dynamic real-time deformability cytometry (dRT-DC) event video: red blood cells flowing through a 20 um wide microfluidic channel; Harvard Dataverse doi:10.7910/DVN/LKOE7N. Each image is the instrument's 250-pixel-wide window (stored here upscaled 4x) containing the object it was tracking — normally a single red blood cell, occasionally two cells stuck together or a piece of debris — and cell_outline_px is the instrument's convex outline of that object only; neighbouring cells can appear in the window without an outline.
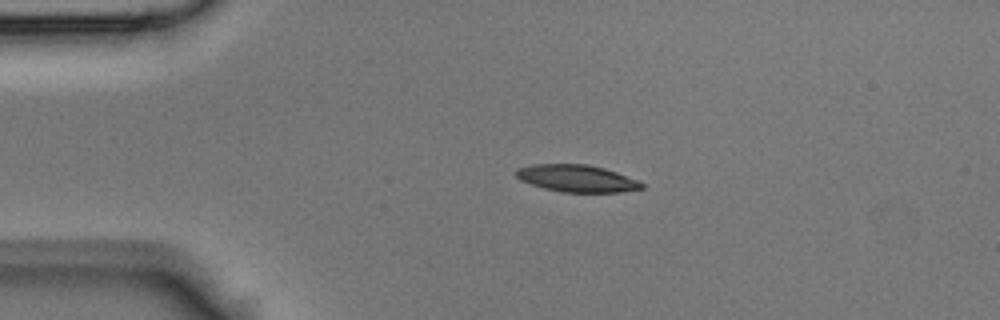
{"species": "Egyptian fruit bat (a non-hibernating species)", "species_latin": "Rousettus aegyptiacus", "temperature_condition": "room temperature", "stored_images_in_passage": 36, "camera_frame_rate_fps": 3000, "um_per_image_px": 0.085, "animal": {"sex": "male"}, "frame": {"image": 1, "passage_image": 1, "time_ms": 0.0, "image_size_px": [1000, 320], "cell_outline_px": [[644, 188], [620, 192], [560, 192], [544, 188], [520, 180], [516, 176], [516, 168], [532, 164], [588, 164], [604, 168], [640, 180], [644, 184]], "centroid_in_image_um": [49.05, 15.16], "position_along_channel_um": 36.0, "area_um2": 19.94}}
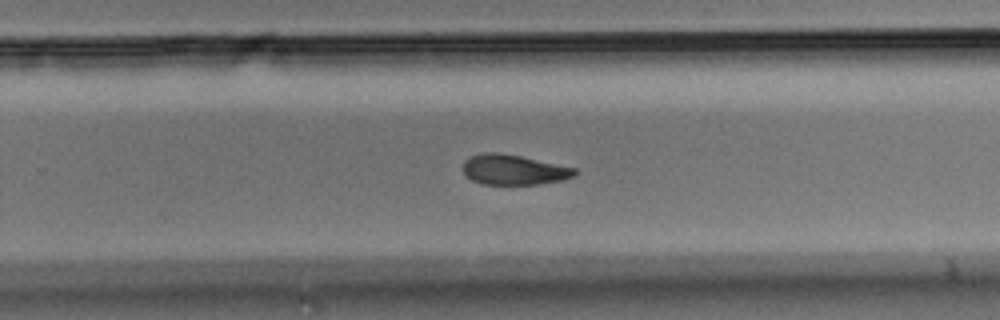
{"frame": {"image": 2, "passage_image": 20, "time_ms": 6.333, "image_size_px": [1000, 320], "cell_outline_px": [[576, 176], [564, 180], [540, 184], [480, 184], [472, 180], [464, 172], [464, 160], [472, 156], [488, 152], [496, 152], [520, 156], [576, 168]], "centroid_in_image_um": [43.7, 14.44], "position_along_channel_um": 286.1, "area_um2": 19.48}}
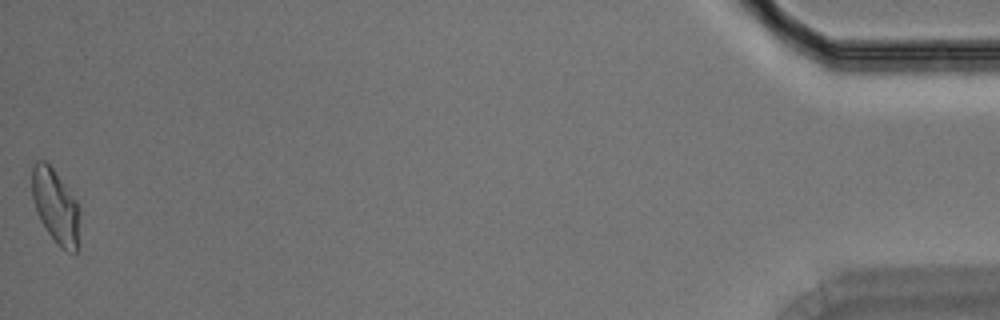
{"frame": {"image": 3, "passage_image": 36, "time_ms": 11.667, "image_size_px": [1000, 320], "cell_outline_px": [[80, 212], [76, 252], [60, 248], [56, 244], [40, 220], [36, 212], [32, 196], [32, 168], [36, 160], [44, 160], [52, 168], [76, 200], [80, 208]], "centroid_in_image_um": [4.71, 17.52], "position_along_channel_um": 430.5, "area_um2": 20.4}}